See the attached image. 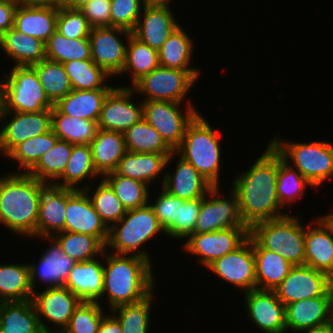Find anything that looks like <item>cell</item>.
Listing matches in <instances>:
<instances>
[{"label": "cell", "mask_w": 333, "mask_h": 333, "mask_svg": "<svg viewBox=\"0 0 333 333\" xmlns=\"http://www.w3.org/2000/svg\"><path fill=\"white\" fill-rule=\"evenodd\" d=\"M147 2V0H111L110 26L132 32Z\"/></svg>", "instance_id": "obj_52"}, {"label": "cell", "mask_w": 333, "mask_h": 333, "mask_svg": "<svg viewBox=\"0 0 333 333\" xmlns=\"http://www.w3.org/2000/svg\"><path fill=\"white\" fill-rule=\"evenodd\" d=\"M21 2L65 7V0H21Z\"/></svg>", "instance_id": "obj_59"}, {"label": "cell", "mask_w": 333, "mask_h": 333, "mask_svg": "<svg viewBox=\"0 0 333 333\" xmlns=\"http://www.w3.org/2000/svg\"><path fill=\"white\" fill-rule=\"evenodd\" d=\"M270 144L286 162L295 167L312 185L318 188L333 174V145L329 142H284L277 134Z\"/></svg>", "instance_id": "obj_7"}, {"label": "cell", "mask_w": 333, "mask_h": 333, "mask_svg": "<svg viewBox=\"0 0 333 333\" xmlns=\"http://www.w3.org/2000/svg\"><path fill=\"white\" fill-rule=\"evenodd\" d=\"M172 154L133 153L127 151L118 162L115 173L135 180L142 181L148 186L171 163Z\"/></svg>", "instance_id": "obj_29"}, {"label": "cell", "mask_w": 333, "mask_h": 333, "mask_svg": "<svg viewBox=\"0 0 333 333\" xmlns=\"http://www.w3.org/2000/svg\"><path fill=\"white\" fill-rule=\"evenodd\" d=\"M193 39L178 26L158 50L160 66L180 70H198L190 67Z\"/></svg>", "instance_id": "obj_37"}, {"label": "cell", "mask_w": 333, "mask_h": 333, "mask_svg": "<svg viewBox=\"0 0 333 333\" xmlns=\"http://www.w3.org/2000/svg\"><path fill=\"white\" fill-rule=\"evenodd\" d=\"M202 200L203 197L193 200H184L180 204L179 216L165 233L170 237H174V239H185L194 234Z\"/></svg>", "instance_id": "obj_54"}, {"label": "cell", "mask_w": 333, "mask_h": 333, "mask_svg": "<svg viewBox=\"0 0 333 333\" xmlns=\"http://www.w3.org/2000/svg\"><path fill=\"white\" fill-rule=\"evenodd\" d=\"M329 333H333V321L329 323Z\"/></svg>", "instance_id": "obj_66"}, {"label": "cell", "mask_w": 333, "mask_h": 333, "mask_svg": "<svg viewBox=\"0 0 333 333\" xmlns=\"http://www.w3.org/2000/svg\"><path fill=\"white\" fill-rule=\"evenodd\" d=\"M165 230L149 205L127 210L126 214L113 226L109 227L105 248L112 249L115 254L138 255L151 262L146 250H139L158 233Z\"/></svg>", "instance_id": "obj_5"}, {"label": "cell", "mask_w": 333, "mask_h": 333, "mask_svg": "<svg viewBox=\"0 0 333 333\" xmlns=\"http://www.w3.org/2000/svg\"><path fill=\"white\" fill-rule=\"evenodd\" d=\"M65 219L66 188L46 184L39 202L36 238L52 237L53 234L64 231Z\"/></svg>", "instance_id": "obj_25"}, {"label": "cell", "mask_w": 333, "mask_h": 333, "mask_svg": "<svg viewBox=\"0 0 333 333\" xmlns=\"http://www.w3.org/2000/svg\"><path fill=\"white\" fill-rule=\"evenodd\" d=\"M97 176L99 177L100 175L94 167L90 145L78 144L73 145L72 153L64 173L58 178L62 182L54 181L53 184L59 187L82 190L80 187L77 188L80 182L84 181L87 177L93 178Z\"/></svg>", "instance_id": "obj_38"}, {"label": "cell", "mask_w": 333, "mask_h": 333, "mask_svg": "<svg viewBox=\"0 0 333 333\" xmlns=\"http://www.w3.org/2000/svg\"><path fill=\"white\" fill-rule=\"evenodd\" d=\"M45 185L19 170L0 177V224L15 234L36 237L39 202Z\"/></svg>", "instance_id": "obj_3"}, {"label": "cell", "mask_w": 333, "mask_h": 333, "mask_svg": "<svg viewBox=\"0 0 333 333\" xmlns=\"http://www.w3.org/2000/svg\"><path fill=\"white\" fill-rule=\"evenodd\" d=\"M103 179L114 190L126 211L148 204L150 199L149 187L142 181L117 175L115 172L105 175Z\"/></svg>", "instance_id": "obj_48"}, {"label": "cell", "mask_w": 333, "mask_h": 333, "mask_svg": "<svg viewBox=\"0 0 333 333\" xmlns=\"http://www.w3.org/2000/svg\"><path fill=\"white\" fill-rule=\"evenodd\" d=\"M33 293L29 264L0 265V302L30 300Z\"/></svg>", "instance_id": "obj_36"}, {"label": "cell", "mask_w": 333, "mask_h": 333, "mask_svg": "<svg viewBox=\"0 0 333 333\" xmlns=\"http://www.w3.org/2000/svg\"><path fill=\"white\" fill-rule=\"evenodd\" d=\"M89 145L94 167L103 177L115 171L118 162L127 152L124 134L118 131L99 129Z\"/></svg>", "instance_id": "obj_30"}, {"label": "cell", "mask_w": 333, "mask_h": 333, "mask_svg": "<svg viewBox=\"0 0 333 333\" xmlns=\"http://www.w3.org/2000/svg\"><path fill=\"white\" fill-rule=\"evenodd\" d=\"M134 93L130 86H115L107 94L97 121L99 129L123 133L143 118V101L138 106L132 102Z\"/></svg>", "instance_id": "obj_17"}, {"label": "cell", "mask_w": 333, "mask_h": 333, "mask_svg": "<svg viewBox=\"0 0 333 333\" xmlns=\"http://www.w3.org/2000/svg\"><path fill=\"white\" fill-rule=\"evenodd\" d=\"M300 332H304V333H329V323L322 325V326H318V327H314L311 329H306V330H302Z\"/></svg>", "instance_id": "obj_61"}, {"label": "cell", "mask_w": 333, "mask_h": 333, "mask_svg": "<svg viewBox=\"0 0 333 333\" xmlns=\"http://www.w3.org/2000/svg\"><path fill=\"white\" fill-rule=\"evenodd\" d=\"M58 6L20 2L14 15V28L44 43L56 31Z\"/></svg>", "instance_id": "obj_24"}, {"label": "cell", "mask_w": 333, "mask_h": 333, "mask_svg": "<svg viewBox=\"0 0 333 333\" xmlns=\"http://www.w3.org/2000/svg\"><path fill=\"white\" fill-rule=\"evenodd\" d=\"M52 237L61 246L63 252L76 262L88 261L103 255L105 245L95 236L61 231ZM100 254V255H99Z\"/></svg>", "instance_id": "obj_46"}, {"label": "cell", "mask_w": 333, "mask_h": 333, "mask_svg": "<svg viewBox=\"0 0 333 333\" xmlns=\"http://www.w3.org/2000/svg\"><path fill=\"white\" fill-rule=\"evenodd\" d=\"M161 192L154 204L149 200V205L152 207L158 222L166 231L179 216L180 204L184 200L171 195L164 189Z\"/></svg>", "instance_id": "obj_55"}, {"label": "cell", "mask_w": 333, "mask_h": 333, "mask_svg": "<svg viewBox=\"0 0 333 333\" xmlns=\"http://www.w3.org/2000/svg\"><path fill=\"white\" fill-rule=\"evenodd\" d=\"M46 59L61 64L72 60L91 59L89 38L69 39L55 31L45 42Z\"/></svg>", "instance_id": "obj_45"}, {"label": "cell", "mask_w": 333, "mask_h": 333, "mask_svg": "<svg viewBox=\"0 0 333 333\" xmlns=\"http://www.w3.org/2000/svg\"><path fill=\"white\" fill-rule=\"evenodd\" d=\"M249 238L248 227H232L219 231L192 234L186 239L184 250L196 255L204 267L210 266L221 258L240 247ZM200 255V256H199Z\"/></svg>", "instance_id": "obj_14"}, {"label": "cell", "mask_w": 333, "mask_h": 333, "mask_svg": "<svg viewBox=\"0 0 333 333\" xmlns=\"http://www.w3.org/2000/svg\"><path fill=\"white\" fill-rule=\"evenodd\" d=\"M31 301L39 318L40 326L44 332L49 331L48 325L42 320H48L60 329H65L74 313L82 302L67 287L45 288L42 292H34ZM44 318V319H43Z\"/></svg>", "instance_id": "obj_19"}, {"label": "cell", "mask_w": 333, "mask_h": 333, "mask_svg": "<svg viewBox=\"0 0 333 333\" xmlns=\"http://www.w3.org/2000/svg\"><path fill=\"white\" fill-rule=\"evenodd\" d=\"M186 104V112L182 113L179 108L182 103L143 101V118L160 133L173 151L180 146L186 127L198 114L189 100Z\"/></svg>", "instance_id": "obj_10"}, {"label": "cell", "mask_w": 333, "mask_h": 333, "mask_svg": "<svg viewBox=\"0 0 333 333\" xmlns=\"http://www.w3.org/2000/svg\"><path fill=\"white\" fill-rule=\"evenodd\" d=\"M306 228L288 213L280 218L256 223L249 235L264 249L279 253L293 266L305 264Z\"/></svg>", "instance_id": "obj_6"}, {"label": "cell", "mask_w": 333, "mask_h": 333, "mask_svg": "<svg viewBox=\"0 0 333 333\" xmlns=\"http://www.w3.org/2000/svg\"><path fill=\"white\" fill-rule=\"evenodd\" d=\"M51 240L52 245L44 251L39 258L38 266L29 264L30 284L33 292H36V281L40 280L47 284L46 288L61 287L69 277V273L77 263L66 255L61 246L53 237H41ZM38 276V279L36 277Z\"/></svg>", "instance_id": "obj_22"}, {"label": "cell", "mask_w": 333, "mask_h": 333, "mask_svg": "<svg viewBox=\"0 0 333 333\" xmlns=\"http://www.w3.org/2000/svg\"><path fill=\"white\" fill-rule=\"evenodd\" d=\"M148 2H170V0H147Z\"/></svg>", "instance_id": "obj_65"}, {"label": "cell", "mask_w": 333, "mask_h": 333, "mask_svg": "<svg viewBox=\"0 0 333 333\" xmlns=\"http://www.w3.org/2000/svg\"><path fill=\"white\" fill-rule=\"evenodd\" d=\"M333 296L302 299L285 306L286 332L311 329L332 321Z\"/></svg>", "instance_id": "obj_23"}, {"label": "cell", "mask_w": 333, "mask_h": 333, "mask_svg": "<svg viewBox=\"0 0 333 333\" xmlns=\"http://www.w3.org/2000/svg\"><path fill=\"white\" fill-rule=\"evenodd\" d=\"M91 26L79 9L59 7L56 31L69 39L88 38Z\"/></svg>", "instance_id": "obj_53"}, {"label": "cell", "mask_w": 333, "mask_h": 333, "mask_svg": "<svg viewBox=\"0 0 333 333\" xmlns=\"http://www.w3.org/2000/svg\"><path fill=\"white\" fill-rule=\"evenodd\" d=\"M219 191V186L212 187L203 197L194 234L247 227L240 216L237 194L232 190L230 198L224 199Z\"/></svg>", "instance_id": "obj_12"}, {"label": "cell", "mask_w": 333, "mask_h": 333, "mask_svg": "<svg viewBox=\"0 0 333 333\" xmlns=\"http://www.w3.org/2000/svg\"><path fill=\"white\" fill-rule=\"evenodd\" d=\"M198 113L188 124L176 154L189 162L213 186L220 184V133Z\"/></svg>", "instance_id": "obj_4"}, {"label": "cell", "mask_w": 333, "mask_h": 333, "mask_svg": "<svg viewBox=\"0 0 333 333\" xmlns=\"http://www.w3.org/2000/svg\"><path fill=\"white\" fill-rule=\"evenodd\" d=\"M104 269V288L102 297L107 296L110 310L125 304H132L147 298L154 292L155 280L152 262L131 254L106 253Z\"/></svg>", "instance_id": "obj_2"}, {"label": "cell", "mask_w": 333, "mask_h": 333, "mask_svg": "<svg viewBox=\"0 0 333 333\" xmlns=\"http://www.w3.org/2000/svg\"><path fill=\"white\" fill-rule=\"evenodd\" d=\"M103 263L97 259L77 262L64 283L82 302H99L104 288Z\"/></svg>", "instance_id": "obj_27"}, {"label": "cell", "mask_w": 333, "mask_h": 333, "mask_svg": "<svg viewBox=\"0 0 333 333\" xmlns=\"http://www.w3.org/2000/svg\"><path fill=\"white\" fill-rule=\"evenodd\" d=\"M84 186L83 190L87 193L93 207L108 229L116 224L126 214V209L123 207L120 199L116 196L114 190L103 178L95 188V192L93 194L90 192L93 185L86 184Z\"/></svg>", "instance_id": "obj_47"}, {"label": "cell", "mask_w": 333, "mask_h": 333, "mask_svg": "<svg viewBox=\"0 0 333 333\" xmlns=\"http://www.w3.org/2000/svg\"><path fill=\"white\" fill-rule=\"evenodd\" d=\"M179 158L174 174L162 176V188L183 200L204 197L213 186L189 162Z\"/></svg>", "instance_id": "obj_28"}, {"label": "cell", "mask_w": 333, "mask_h": 333, "mask_svg": "<svg viewBox=\"0 0 333 333\" xmlns=\"http://www.w3.org/2000/svg\"><path fill=\"white\" fill-rule=\"evenodd\" d=\"M306 186L313 187L297 169L282 159L277 152L276 189L280 205L287 208L292 201L301 198L305 194Z\"/></svg>", "instance_id": "obj_44"}, {"label": "cell", "mask_w": 333, "mask_h": 333, "mask_svg": "<svg viewBox=\"0 0 333 333\" xmlns=\"http://www.w3.org/2000/svg\"><path fill=\"white\" fill-rule=\"evenodd\" d=\"M3 76L4 111L36 113L54 107L31 66H13Z\"/></svg>", "instance_id": "obj_8"}, {"label": "cell", "mask_w": 333, "mask_h": 333, "mask_svg": "<svg viewBox=\"0 0 333 333\" xmlns=\"http://www.w3.org/2000/svg\"><path fill=\"white\" fill-rule=\"evenodd\" d=\"M199 70H180L158 66L143 75L130 87L145 95L143 101H171L182 103L199 78Z\"/></svg>", "instance_id": "obj_9"}, {"label": "cell", "mask_w": 333, "mask_h": 333, "mask_svg": "<svg viewBox=\"0 0 333 333\" xmlns=\"http://www.w3.org/2000/svg\"><path fill=\"white\" fill-rule=\"evenodd\" d=\"M128 43V44H127ZM126 60L119 75L130 72L132 85L160 66L158 51L131 35L127 38Z\"/></svg>", "instance_id": "obj_41"}, {"label": "cell", "mask_w": 333, "mask_h": 333, "mask_svg": "<svg viewBox=\"0 0 333 333\" xmlns=\"http://www.w3.org/2000/svg\"><path fill=\"white\" fill-rule=\"evenodd\" d=\"M49 100L55 105L73 89L63 64L49 59L31 65Z\"/></svg>", "instance_id": "obj_42"}, {"label": "cell", "mask_w": 333, "mask_h": 333, "mask_svg": "<svg viewBox=\"0 0 333 333\" xmlns=\"http://www.w3.org/2000/svg\"><path fill=\"white\" fill-rule=\"evenodd\" d=\"M306 226L305 266L328 274L333 279V233L319 217Z\"/></svg>", "instance_id": "obj_26"}, {"label": "cell", "mask_w": 333, "mask_h": 333, "mask_svg": "<svg viewBox=\"0 0 333 333\" xmlns=\"http://www.w3.org/2000/svg\"><path fill=\"white\" fill-rule=\"evenodd\" d=\"M0 330L4 333H41L43 330L31 299L0 302Z\"/></svg>", "instance_id": "obj_34"}, {"label": "cell", "mask_w": 333, "mask_h": 333, "mask_svg": "<svg viewBox=\"0 0 333 333\" xmlns=\"http://www.w3.org/2000/svg\"><path fill=\"white\" fill-rule=\"evenodd\" d=\"M247 313L256 327L265 333H286L285 305L274 290L245 292Z\"/></svg>", "instance_id": "obj_21"}, {"label": "cell", "mask_w": 333, "mask_h": 333, "mask_svg": "<svg viewBox=\"0 0 333 333\" xmlns=\"http://www.w3.org/2000/svg\"><path fill=\"white\" fill-rule=\"evenodd\" d=\"M91 0H65V7L70 9H80Z\"/></svg>", "instance_id": "obj_60"}, {"label": "cell", "mask_w": 333, "mask_h": 333, "mask_svg": "<svg viewBox=\"0 0 333 333\" xmlns=\"http://www.w3.org/2000/svg\"><path fill=\"white\" fill-rule=\"evenodd\" d=\"M12 113V114H11ZM0 151L7 156L21 142L45 134L51 130V109L36 113L7 112L2 110L0 124Z\"/></svg>", "instance_id": "obj_16"}, {"label": "cell", "mask_w": 333, "mask_h": 333, "mask_svg": "<svg viewBox=\"0 0 333 333\" xmlns=\"http://www.w3.org/2000/svg\"><path fill=\"white\" fill-rule=\"evenodd\" d=\"M98 333H122V328L114 315H106L101 321Z\"/></svg>", "instance_id": "obj_58"}, {"label": "cell", "mask_w": 333, "mask_h": 333, "mask_svg": "<svg viewBox=\"0 0 333 333\" xmlns=\"http://www.w3.org/2000/svg\"><path fill=\"white\" fill-rule=\"evenodd\" d=\"M2 110H3V85H2V80H1L0 81V118H1Z\"/></svg>", "instance_id": "obj_63"}, {"label": "cell", "mask_w": 333, "mask_h": 333, "mask_svg": "<svg viewBox=\"0 0 333 333\" xmlns=\"http://www.w3.org/2000/svg\"><path fill=\"white\" fill-rule=\"evenodd\" d=\"M73 145L58 139L55 145L39 158L27 174L46 184H53L64 173Z\"/></svg>", "instance_id": "obj_40"}, {"label": "cell", "mask_w": 333, "mask_h": 333, "mask_svg": "<svg viewBox=\"0 0 333 333\" xmlns=\"http://www.w3.org/2000/svg\"><path fill=\"white\" fill-rule=\"evenodd\" d=\"M111 0H91L79 10L93 27L110 26Z\"/></svg>", "instance_id": "obj_56"}, {"label": "cell", "mask_w": 333, "mask_h": 333, "mask_svg": "<svg viewBox=\"0 0 333 333\" xmlns=\"http://www.w3.org/2000/svg\"><path fill=\"white\" fill-rule=\"evenodd\" d=\"M277 151L269 143L252 167L233 180L243 223L250 229L256 223L285 216L276 189Z\"/></svg>", "instance_id": "obj_1"}, {"label": "cell", "mask_w": 333, "mask_h": 333, "mask_svg": "<svg viewBox=\"0 0 333 333\" xmlns=\"http://www.w3.org/2000/svg\"><path fill=\"white\" fill-rule=\"evenodd\" d=\"M153 295L152 292L142 301L121 305L111 310V313L116 314L114 317L120 323L122 333H148Z\"/></svg>", "instance_id": "obj_49"}, {"label": "cell", "mask_w": 333, "mask_h": 333, "mask_svg": "<svg viewBox=\"0 0 333 333\" xmlns=\"http://www.w3.org/2000/svg\"><path fill=\"white\" fill-rule=\"evenodd\" d=\"M72 89L74 90H95L113 89L114 87L104 84L110 76L104 69L97 66L91 59L72 60L63 63Z\"/></svg>", "instance_id": "obj_43"}, {"label": "cell", "mask_w": 333, "mask_h": 333, "mask_svg": "<svg viewBox=\"0 0 333 333\" xmlns=\"http://www.w3.org/2000/svg\"><path fill=\"white\" fill-rule=\"evenodd\" d=\"M46 333H69L66 329H60V330H55L54 329H50L49 331H47Z\"/></svg>", "instance_id": "obj_64"}, {"label": "cell", "mask_w": 333, "mask_h": 333, "mask_svg": "<svg viewBox=\"0 0 333 333\" xmlns=\"http://www.w3.org/2000/svg\"><path fill=\"white\" fill-rule=\"evenodd\" d=\"M320 217L329 226V228L333 233V212L330 213L329 215L327 214L325 216H320Z\"/></svg>", "instance_id": "obj_62"}, {"label": "cell", "mask_w": 333, "mask_h": 333, "mask_svg": "<svg viewBox=\"0 0 333 333\" xmlns=\"http://www.w3.org/2000/svg\"><path fill=\"white\" fill-rule=\"evenodd\" d=\"M207 269L245 292L256 289L253 238L249 235L240 247L216 259Z\"/></svg>", "instance_id": "obj_15"}, {"label": "cell", "mask_w": 333, "mask_h": 333, "mask_svg": "<svg viewBox=\"0 0 333 333\" xmlns=\"http://www.w3.org/2000/svg\"><path fill=\"white\" fill-rule=\"evenodd\" d=\"M274 291L286 306L302 299L333 296V279L312 267L294 266Z\"/></svg>", "instance_id": "obj_11"}, {"label": "cell", "mask_w": 333, "mask_h": 333, "mask_svg": "<svg viewBox=\"0 0 333 333\" xmlns=\"http://www.w3.org/2000/svg\"><path fill=\"white\" fill-rule=\"evenodd\" d=\"M21 0H0V36L14 26V15Z\"/></svg>", "instance_id": "obj_57"}, {"label": "cell", "mask_w": 333, "mask_h": 333, "mask_svg": "<svg viewBox=\"0 0 333 333\" xmlns=\"http://www.w3.org/2000/svg\"><path fill=\"white\" fill-rule=\"evenodd\" d=\"M112 89L72 90L54 106L67 116L98 121L102 105Z\"/></svg>", "instance_id": "obj_33"}, {"label": "cell", "mask_w": 333, "mask_h": 333, "mask_svg": "<svg viewBox=\"0 0 333 333\" xmlns=\"http://www.w3.org/2000/svg\"><path fill=\"white\" fill-rule=\"evenodd\" d=\"M57 140L58 137L50 130L45 134L21 142L7 157L10 160H14V162L18 161V168L21 169L22 167L27 173L37 163L39 158L55 145Z\"/></svg>", "instance_id": "obj_50"}, {"label": "cell", "mask_w": 333, "mask_h": 333, "mask_svg": "<svg viewBox=\"0 0 333 333\" xmlns=\"http://www.w3.org/2000/svg\"><path fill=\"white\" fill-rule=\"evenodd\" d=\"M0 47L15 61L14 66H31L46 59L45 43L14 27L0 36Z\"/></svg>", "instance_id": "obj_31"}, {"label": "cell", "mask_w": 333, "mask_h": 333, "mask_svg": "<svg viewBox=\"0 0 333 333\" xmlns=\"http://www.w3.org/2000/svg\"><path fill=\"white\" fill-rule=\"evenodd\" d=\"M105 316L100 302H81L65 329L69 333H98Z\"/></svg>", "instance_id": "obj_51"}, {"label": "cell", "mask_w": 333, "mask_h": 333, "mask_svg": "<svg viewBox=\"0 0 333 333\" xmlns=\"http://www.w3.org/2000/svg\"><path fill=\"white\" fill-rule=\"evenodd\" d=\"M51 130L59 140L71 144H90L99 127L96 121L62 114L55 106L51 109Z\"/></svg>", "instance_id": "obj_35"}, {"label": "cell", "mask_w": 333, "mask_h": 333, "mask_svg": "<svg viewBox=\"0 0 333 333\" xmlns=\"http://www.w3.org/2000/svg\"><path fill=\"white\" fill-rule=\"evenodd\" d=\"M124 134L126 149L133 153L172 154L160 133L144 118L136 122Z\"/></svg>", "instance_id": "obj_39"}, {"label": "cell", "mask_w": 333, "mask_h": 333, "mask_svg": "<svg viewBox=\"0 0 333 333\" xmlns=\"http://www.w3.org/2000/svg\"><path fill=\"white\" fill-rule=\"evenodd\" d=\"M255 255L256 289L275 290L294 267L279 253L262 248L253 239Z\"/></svg>", "instance_id": "obj_32"}, {"label": "cell", "mask_w": 333, "mask_h": 333, "mask_svg": "<svg viewBox=\"0 0 333 333\" xmlns=\"http://www.w3.org/2000/svg\"><path fill=\"white\" fill-rule=\"evenodd\" d=\"M120 35L129 38L132 32L119 27L103 26L91 28L88 36L91 60L112 77L119 76L126 60L127 46Z\"/></svg>", "instance_id": "obj_13"}, {"label": "cell", "mask_w": 333, "mask_h": 333, "mask_svg": "<svg viewBox=\"0 0 333 333\" xmlns=\"http://www.w3.org/2000/svg\"><path fill=\"white\" fill-rule=\"evenodd\" d=\"M108 230L93 207L87 193L83 189L66 188L64 231L95 236L106 245Z\"/></svg>", "instance_id": "obj_18"}, {"label": "cell", "mask_w": 333, "mask_h": 333, "mask_svg": "<svg viewBox=\"0 0 333 333\" xmlns=\"http://www.w3.org/2000/svg\"><path fill=\"white\" fill-rule=\"evenodd\" d=\"M168 4L169 2H147L142 10L143 16L140 15L132 31L134 37L157 51L179 26Z\"/></svg>", "instance_id": "obj_20"}]
</instances>
